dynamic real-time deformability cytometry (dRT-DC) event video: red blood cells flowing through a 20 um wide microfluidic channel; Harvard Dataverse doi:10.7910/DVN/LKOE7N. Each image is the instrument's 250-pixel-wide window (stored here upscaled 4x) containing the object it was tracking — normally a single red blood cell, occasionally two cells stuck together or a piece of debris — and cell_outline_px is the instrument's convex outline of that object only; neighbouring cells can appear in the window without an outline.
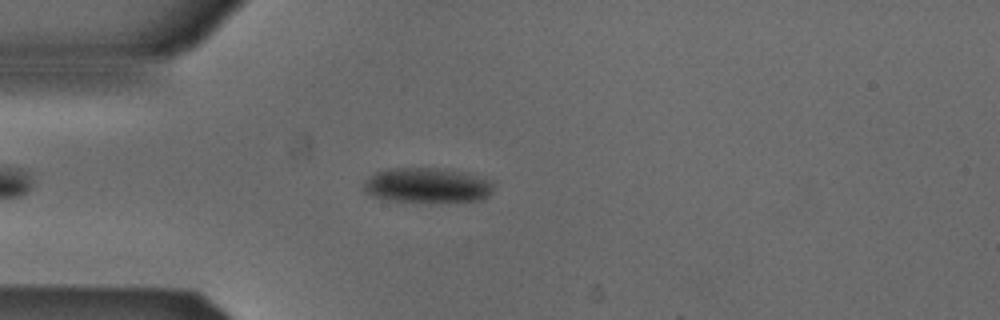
{"species": "Egyptian fruit bat (a non-hibernating species)", "species_latin": "Rousettus aegyptiacus", "temperature_condition": "cold", "stored_images_in_passage": 35, "camera_frame_rate_fps": 3000, "um_per_image_px": 0.085, "animal": {"sex": "male"}, "frame": {"image": 1, "passage_image": 2, "time_ms": 0.333, "image_size_px": [1000, 320], "cell_outline_px": [[496, 184], [492, 192], [488, 196], [480, 200], [380, 200], [364, 192], [364, 180], [376, 172], [388, 168], [436, 168], [468, 172], [492, 180]], "centroid_in_image_um": [36.32, 15.72], "position_along_channel_um": 48.7, "area_um2": 26.3}}
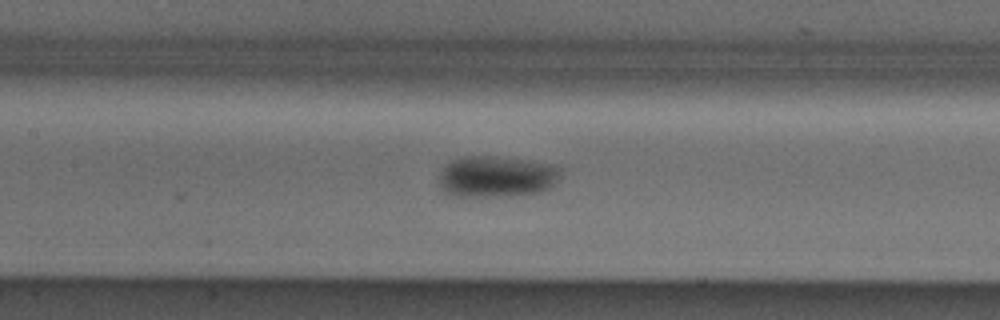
{"frame": {"image": 2, "passage_image": 12, "time_ms": 3.667, "image_size_px": [1000, 320], "cell_outline_px": [[560, 168], [552, 184], [548, 188], [536, 192], [508, 196], [452, 196], [444, 192], [440, 188], [440, 172], [452, 160], [460, 156], [496, 156], [528, 160], [552, 164]], "centroid_in_image_um": [42.13, 15.0], "position_along_channel_um": 165.3, "area_um2": 28.96}}
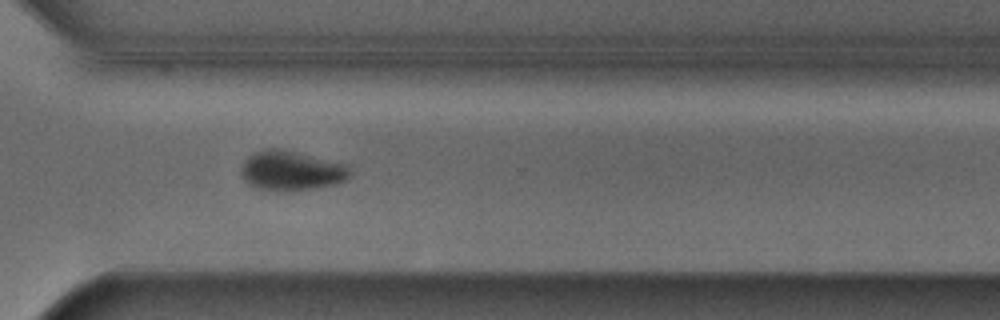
{"frame": {"image": 3, "passage_image": 26, "time_ms": 8.333, "image_size_px": [1000, 320], "cell_outline_px": [[352, 176], [336, 184], [316, 188], [288, 192], [256, 188], [248, 184], [244, 180], [240, 172], [244, 160], [248, 156], [264, 148], [280, 148], [348, 164], [352, 172]], "centroid_in_image_um": [24.78, 14.51], "position_along_channel_um": 345.8, "area_um2": 25.61}, "authors_computed_cell_mechanics": {"area_um2": 27.2816, "velocity_mm_per_s": 3.8783, "shape_relaxation_time_tau1_ms": 6.1364, "shape_relaxation_time_tau2_ms": null, "deformation_change_tau1": 0.1132, "deformation_change_tau2": null}}